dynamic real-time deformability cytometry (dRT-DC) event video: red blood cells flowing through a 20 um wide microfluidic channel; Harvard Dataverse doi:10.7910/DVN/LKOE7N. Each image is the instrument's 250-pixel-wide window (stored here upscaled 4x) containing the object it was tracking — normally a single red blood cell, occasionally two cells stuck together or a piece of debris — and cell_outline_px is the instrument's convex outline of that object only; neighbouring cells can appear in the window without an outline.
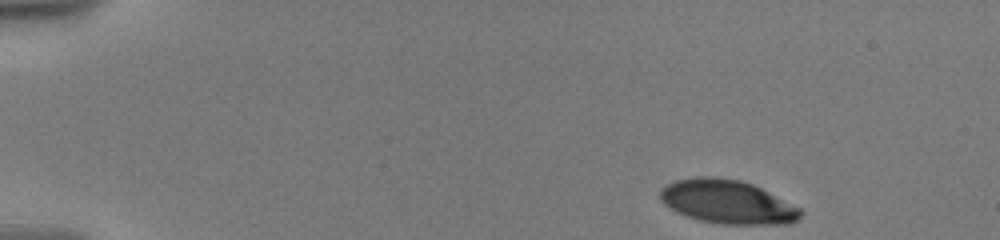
{"species": "human", "species_latin": "Homo sapiens", "temperature_condition": "warm", "stored_images_in_passage": 23, "camera_frame_rate_fps": 3000, "um_per_image_px": 0.085, "donor": {"sex": "male"}, "frame": {"image": 1, "passage_image": 1, "time_ms": 0.0, "image_size_px": [1000, 240], "cell_outline_px": [[804, 212], [792, 224], [724, 224], [700, 220], [676, 212], [664, 204], [660, 200], [660, 188], [676, 180], [700, 176], [716, 176], [740, 180], [752, 184], [800, 208]], "centroid_in_image_um": [61.81, 17.15], "position_along_channel_um": 23.2, "area_um2": 35.6}}
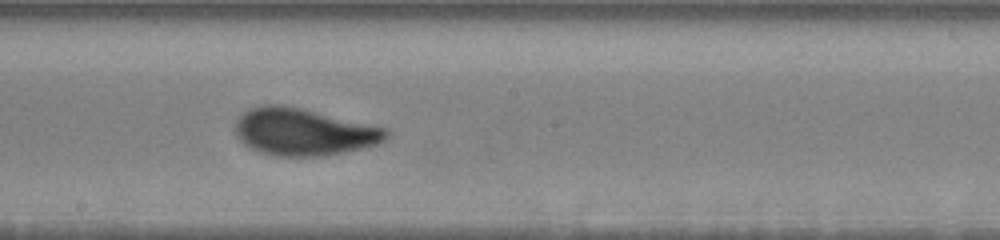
{"frame": {"image": 2, "passage_image": 14, "time_ms": 8.667, "image_size_px": [1000, 240], "cell_outline_px": [[392, 132], [384, 140], [376, 144], [360, 148], [324, 156], [276, 156], [252, 148], [244, 144], [240, 140], [236, 132], [236, 124], [240, 116], [244, 112], [252, 108], [264, 104], [280, 104], [300, 108], [388, 128]], "centroid_in_image_um": [25.84, 11.2], "position_along_channel_um": 222.4, "area_um2": 40.98}}
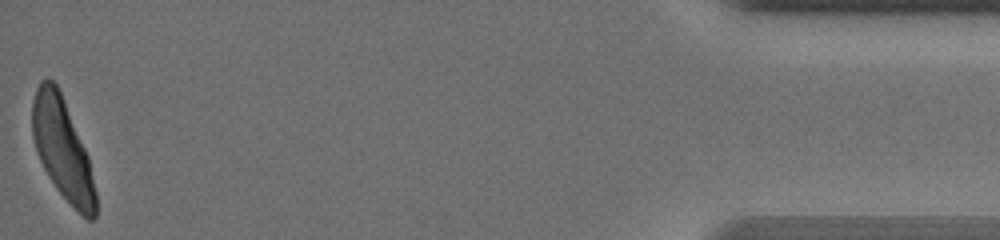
{"frame": {"image": 3, "passage_image": 23, "time_ms": 16.667, "image_size_px": [1000, 240], "cell_outline_px": [[96, 216], [92, 220], [88, 220], [56, 188], [48, 176], [40, 160], [32, 136], [32, 100], [36, 88], [40, 80], [48, 76], [56, 84], [60, 92], [88, 156], [96, 192]], "centroid_in_image_um": [5.29, 12.63], "position_along_channel_um": 429.9, "area_um2": 36.65}, "authors_computed_cell_mechanics": {"area_um2": 39.015, "velocity_mm_per_s": 3.5642, "shape_relaxation_time_tau1_ms": 3.7433, "shape_relaxation_time_tau2_ms": null, "deformation_change_tau1": 0.1923, "deformation_change_tau2": null}}